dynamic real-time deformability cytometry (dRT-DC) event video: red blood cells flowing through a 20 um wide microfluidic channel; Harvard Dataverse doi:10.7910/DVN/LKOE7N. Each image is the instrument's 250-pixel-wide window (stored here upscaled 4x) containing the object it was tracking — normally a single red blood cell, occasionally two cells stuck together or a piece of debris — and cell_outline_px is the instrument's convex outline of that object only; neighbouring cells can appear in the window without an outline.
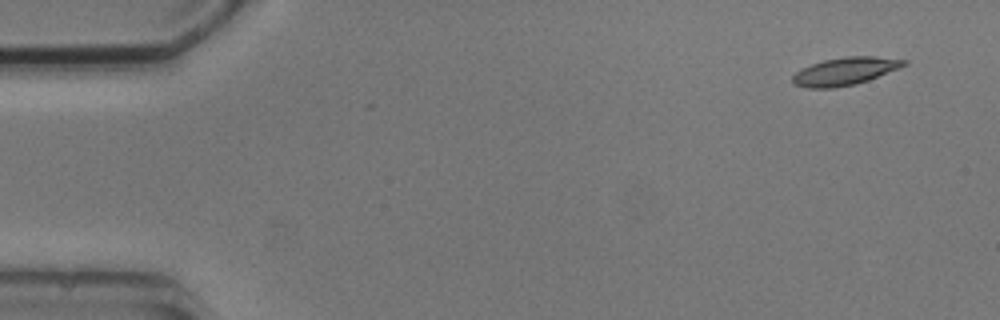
{"species": "common noctule bat (a hibernating species)", "species_latin": "Nyctalus noctula", "temperature_condition": "cold", "stored_images_in_passage": 6, "camera_frame_rate_fps": 3000, "um_per_image_px": 0.085, "animal": {"sex": "male", "body_mass_g": 20.5, "forearm_length_mm": 52.5}, "frame": {"image": 1, "passage_image": 2, "time_ms": 1.0, "image_size_px": [1000, 320], "cell_outline_px": [[908, 64], [900, 68], [868, 80], [856, 84], [832, 88], [808, 88], [792, 84], [792, 76], [800, 68], [824, 60], [844, 56], [872, 56], [908, 60]], "centroid_in_image_um": [71.81, 6.05], "position_along_channel_um": 13.2, "area_um2": 18.09}}
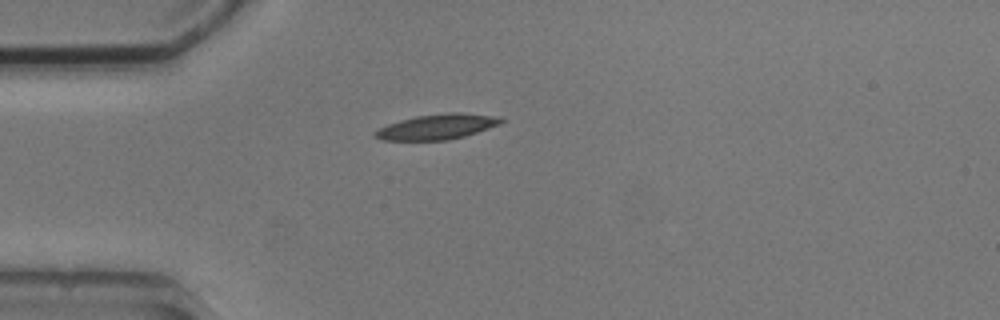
{"frame": {"image": 2, "passage_image": 5, "time_ms": 4.667, "image_size_px": [1000, 320], "cell_outline_px": [[504, 120], [500, 124], [464, 136], [448, 140], [380, 140], [372, 136], [372, 132], [388, 124], [400, 120], [416, 116], [448, 112], [460, 112], [500, 116]], "centroid_in_image_um": [37.14, 10.77], "position_along_channel_um": 47.9, "area_um2": 18.61}}